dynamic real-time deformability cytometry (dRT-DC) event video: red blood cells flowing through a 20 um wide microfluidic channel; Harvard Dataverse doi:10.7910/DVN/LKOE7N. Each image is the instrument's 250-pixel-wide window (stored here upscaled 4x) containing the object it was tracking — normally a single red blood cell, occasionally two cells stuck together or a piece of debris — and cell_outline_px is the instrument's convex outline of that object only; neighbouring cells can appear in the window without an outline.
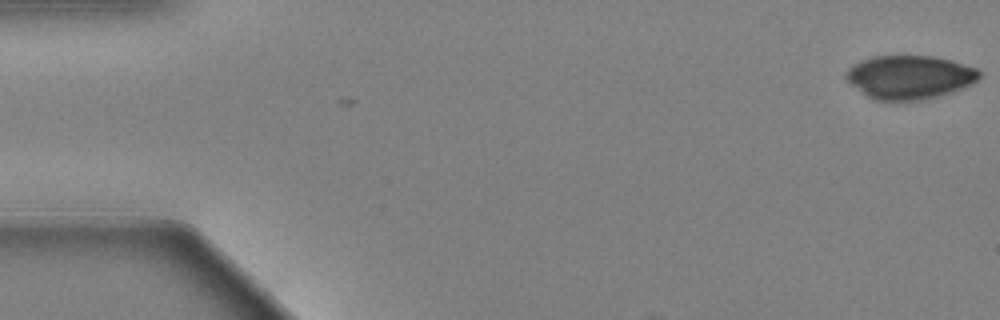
{"species": "Egyptian fruit bat (a non-hibernating species)", "species_latin": "Rousettus aegyptiacus", "temperature_condition": "warm", "stored_images_in_passage": 3, "camera_frame_rate_fps": 3000, "um_per_image_px": 0.085, "animal": {"sex": "female"}, "frame": {"image": 1, "passage_image": 1, "time_ms": 0.0, "image_size_px": [1000, 320], "cell_outline_px": [[980, 76], [972, 84], [952, 92], [920, 100], [872, 100], [848, 84], [844, 76], [848, 68], [860, 60], [872, 56], [932, 56], [948, 60], [976, 68], [980, 72]], "centroid_in_image_um": [77.24, 6.56], "position_along_channel_um": 7.8, "area_um2": 33.87}}